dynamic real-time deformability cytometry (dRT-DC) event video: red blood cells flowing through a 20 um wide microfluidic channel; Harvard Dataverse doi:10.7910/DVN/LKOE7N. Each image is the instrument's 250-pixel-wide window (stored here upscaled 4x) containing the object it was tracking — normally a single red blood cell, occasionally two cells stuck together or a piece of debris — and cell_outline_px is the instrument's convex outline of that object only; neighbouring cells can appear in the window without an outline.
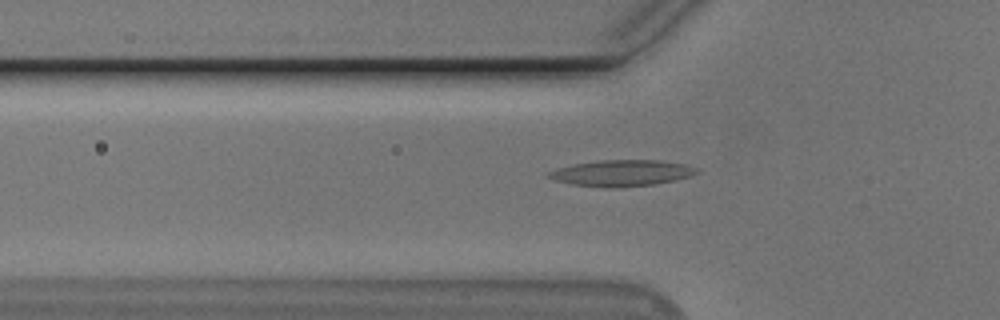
{"species": "Egyptian fruit bat (a non-hibernating species)", "species_latin": "Rousettus aegyptiacus", "temperature_condition": "cold", "stored_images_in_passage": 40, "camera_frame_rate_fps": 3000, "um_per_image_px": 0.085, "animal": {"sex": "male"}, "frame": {"image": 1, "passage_image": 6, "time_ms": 1.667, "image_size_px": [1000, 320], "cell_outline_px": [[700, 172], [676, 180], [656, 184], [620, 188], [604, 188], [572, 184], [556, 180], [548, 176], [548, 172], [556, 168], [576, 164], [600, 160], [656, 160], [684, 164], [696, 168]], "centroid_in_image_um": [52.85, 14.72], "position_along_channel_um": 72.9, "area_um2": 22.54}}
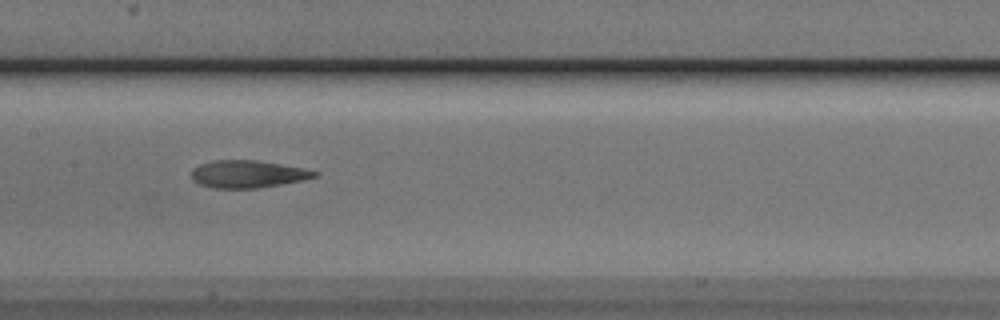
{"frame": {"image": 2, "passage_image": 15, "time_ms": 4.667, "image_size_px": [1000, 320], "cell_outline_px": [[320, 172], [316, 176], [304, 180], [256, 188], [212, 188], [200, 184], [192, 180], [192, 168], [200, 164], [216, 160], [256, 160], [280, 164]], "centroid_in_image_um": [21.02, 14.8], "position_along_channel_um": 186.4, "area_um2": 19.48}}
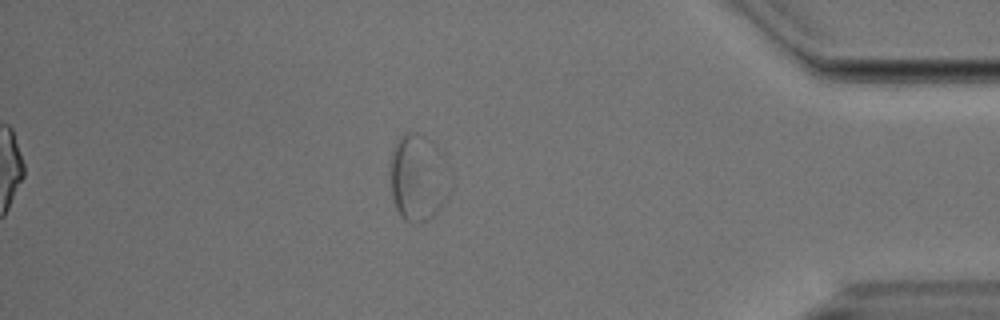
{"frame": {"image": 3, "passage_image": 35, "time_ms": 11.333, "image_size_px": [1000, 320], "cell_outline_px": [[444, 200], [440, 208], [428, 220], [404, 220], [400, 216], [396, 208], [392, 196], [392, 152], [400, 136], [404, 132], [416, 132], [432, 140], [440, 152]], "centroid_in_image_um": [35.42, 15.07], "position_along_channel_um": 399.8, "area_um2": 27.98}}